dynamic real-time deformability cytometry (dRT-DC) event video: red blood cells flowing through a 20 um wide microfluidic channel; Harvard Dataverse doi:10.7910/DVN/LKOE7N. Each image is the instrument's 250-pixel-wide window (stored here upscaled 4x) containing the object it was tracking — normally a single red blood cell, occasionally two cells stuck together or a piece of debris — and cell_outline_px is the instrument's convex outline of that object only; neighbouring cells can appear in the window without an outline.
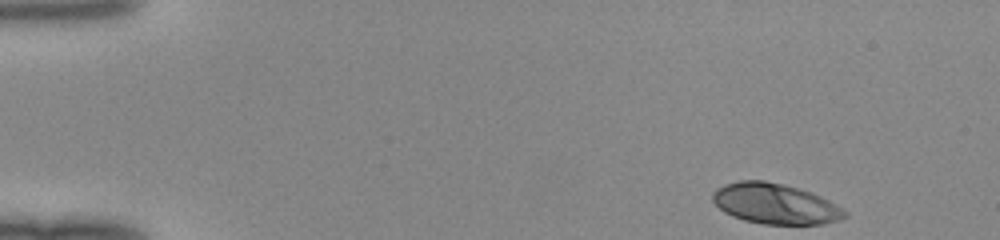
{"species": "human", "species_latin": "Homo sapiens", "temperature_condition": "room temperature", "stored_images_in_passage": 45, "camera_frame_rate_fps": 3000, "um_per_image_px": 0.085, "donor": {"sex": "female"}, "frame": {"image": 1, "passage_image": 1, "time_ms": 0.0, "image_size_px": [1000, 240], "cell_outline_px": [[848, 216], [840, 220], [824, 224], [764, 224], [744, 220], [732, 216], [724, 212], [712, 200], [712, 192], [716, 188], [724, 184], [740, 180], [764, 180], [784, 184], [800, 188], [812, 192], [844, 208], [848, 212]], "centroid_in_image_um": [65.91, 17.31], "position_along_channel_um": 19.1, "area_um2": 31.5}}
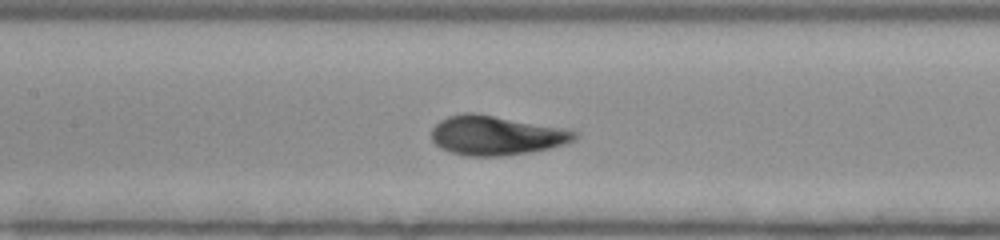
{"frame": {"image": 2, "passage_image": 20, "time_ms": 6.333, "image_size_px": [1000, 240], "cell_outline_px": [[580, 136], [576, 140], [568, 144], [528, 152], [500, 156], [468, 156], [452, 152], [440, 148], [432, 140], [432, 128], [440, 120], [448, 116], [464, 112], [476, 112], [564, 128], [576, 132]], "centroid_in_image_um": [42.19, 11.49], "position_along_channel_um": 165.2, "area_um2": 33.0}}
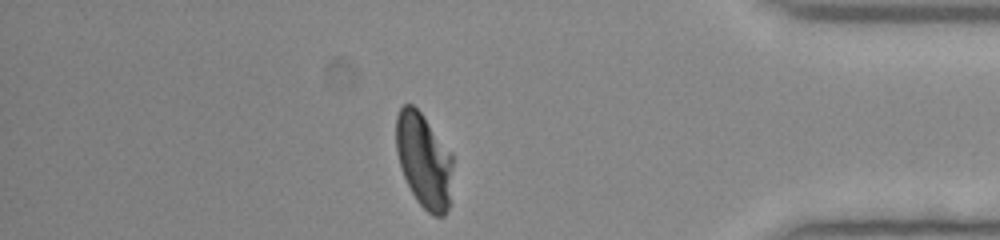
{"frame": {"image": 3, "passage_image": 39, "time_ms": 12.667, "image_size_px": [1000, 240], "cell_outline_px": [[452, 164], [448, 208], [444, 216], [432, 216], [416, 200], [404, 176], [396, 152], [396, 116], [400, 108], [404, 104], [412, 104], [424, 116], [452, 156]], "centroid_in_image_um": [36.0, 13.64], "position_along_channel_um": 399.2, "area_um2": 30.69}}